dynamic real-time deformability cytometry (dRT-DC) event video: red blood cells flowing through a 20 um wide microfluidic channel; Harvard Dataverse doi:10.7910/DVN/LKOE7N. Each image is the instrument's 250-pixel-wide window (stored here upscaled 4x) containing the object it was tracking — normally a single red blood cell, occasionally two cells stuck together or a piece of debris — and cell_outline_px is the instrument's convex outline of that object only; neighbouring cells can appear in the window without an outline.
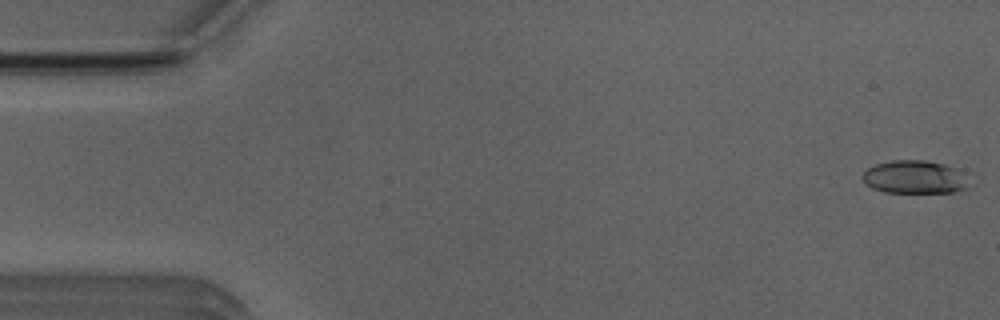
{"species": "Egyptian fruit bat (a non-hibernating species)", "species_latin": "Rousettus aegyptiacus", "temperature_condition": "room temperature", "stored_images_in_passage": 51, "camera_frame_rate_fps": 3000, "um_per_image_px": 0.085, "animal": {"sex": "male"}, "frame": {"image": 1, "passage_image": 1, "time_ms": 0.0, "image_size_px": [1000, 320], "cell_outline_px": [[964, 188], [952, 192], [884, 192], [872, 188], [864, 184], [860, 176], [868, 168], [876, 164], [892, 160], [924, 160], [944, 164], [952, 168], [964, 184]], "centroid_in_image_um": [77.52, 15.05], "position_along_channel_um": 7.5, "area_um2": 19.71}}
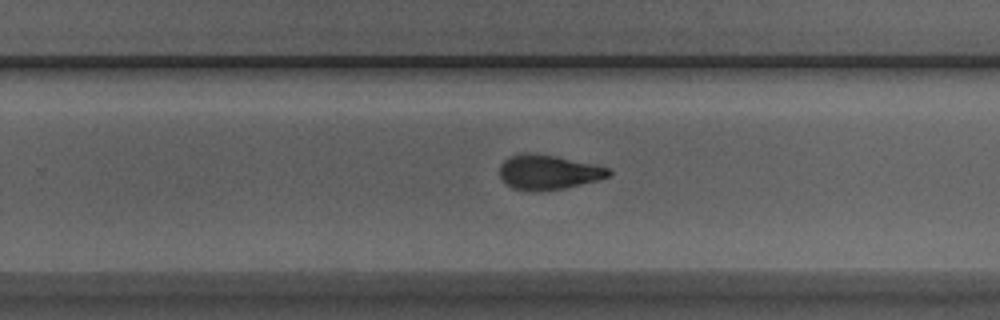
{"frame": {"image": 2, "passage_image": 32, "time_ms": 10.333, "image_size_px": [1000, 320], "cell_outline_px": [[612, 172], [608, 176], [596, 180], [564, 188], [544, 192], [532, 192], [512, 188], [500, 180], [500, 164], [508, 156], [524, 152], [528, 152], [556, 156], [596, 164], [608, 168]], "centroid_in_image_um": [46.55, 14.64], "position_along_channel_um": 283.3, "area_um2": 22.37}}
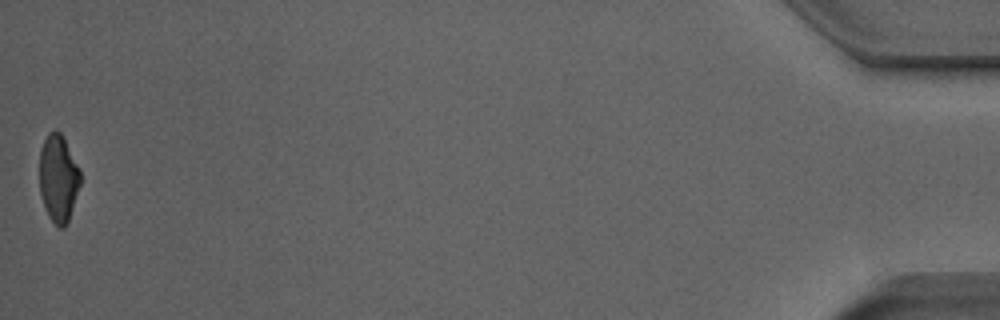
{"frame": {"image": 3, "passage_image": 51, "time_ms": 16.667, "image_size_px": [1000, 320], "cell_outline_px": [[80, 184], [68, 220], [64, 228], [60, 228], [48, 216], [40, 192], [40, 148], [48, 132], [60, 132], [64, 136], [80, 168]], "centroid_in_image_um": [4.96, 15.11], "position_along_channel_um": 430.2, "area_um2": 20.63}, "authors_computed_cell_mechanics": {"area_um2": 21.7328, "velocity_mm_per_s": 3.9788, "shape_relaxation_time_tau1_ms": 6.0867, "shape_relaxation_time_tau2_ms": 2.2155, "deformation_change_tau1": 0.1841, "deformation_change_tau2": 0.0961}}